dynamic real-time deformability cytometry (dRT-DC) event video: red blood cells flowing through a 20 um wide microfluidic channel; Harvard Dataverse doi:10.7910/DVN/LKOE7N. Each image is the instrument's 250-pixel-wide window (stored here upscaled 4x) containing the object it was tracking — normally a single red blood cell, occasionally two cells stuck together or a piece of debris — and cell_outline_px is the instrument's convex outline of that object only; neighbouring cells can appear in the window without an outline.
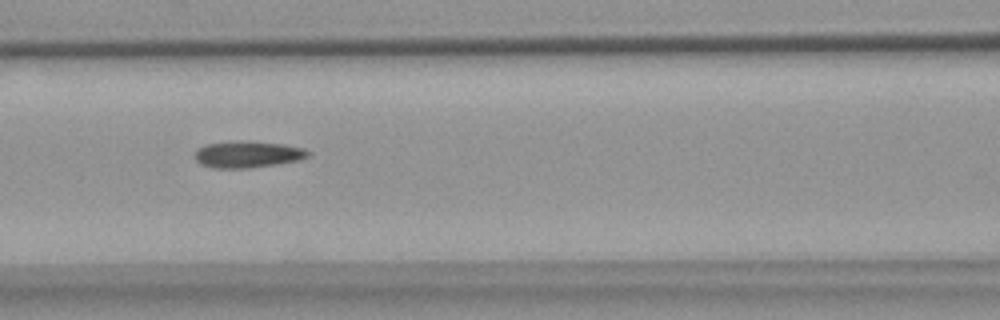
{"species": "common noctule bat (a hibernating species)", "species_latin": "Nyctalus noctula", "temperature_condition": "warm", "stored_images_in_passage": 9, "camera_frame_rate_fps": 3000, "um_per_image_px": 0.085, "animal": {"sex": "female", "body_mass_g": 18.4}, "frame": {"image": 1, "passage_image": 6, "time_ms": 6.667, "image_size_px": [1000, 320], "cell_outline_px": [[312, 152], [308, 156], [300, 160], [276, 164], [248, 168], [212, 168], [200, 164], [196, 160], [196, 152], [200, 148], [208, 144], [284, 144], [304, 148]], "centroid_in_image_um": [21.12, 13.19], "position_along_channel_um": 145.5, "area_um2": 16.42}}
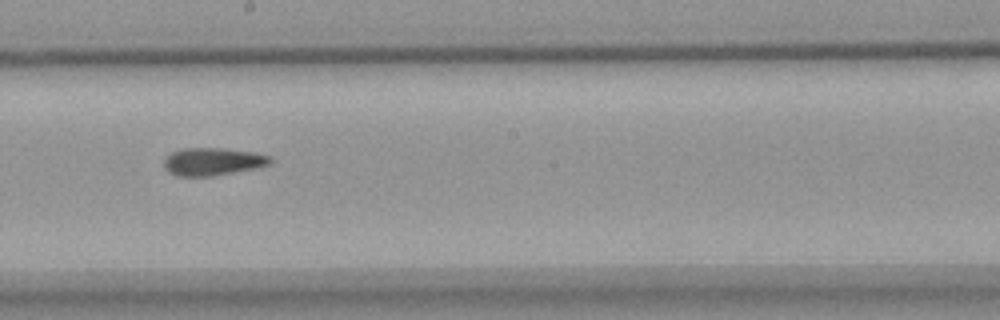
{"frame": {"image": 2, "passage_image": 8, "time_ms": 9.0, "image_size_px": [1000, 320], "cell_outline_px": [[272, 164], [256, 168], [212, 176], [176, 176], [168, 172], [164, 168], [164, 160], [172, 152], [180, 148], [224, 148], [256, 152], [272, 156]], "centroid_in_image_um": [18.11, 13.73], "position_along_channel_um": 230.1, "area_um2": 17.4}}
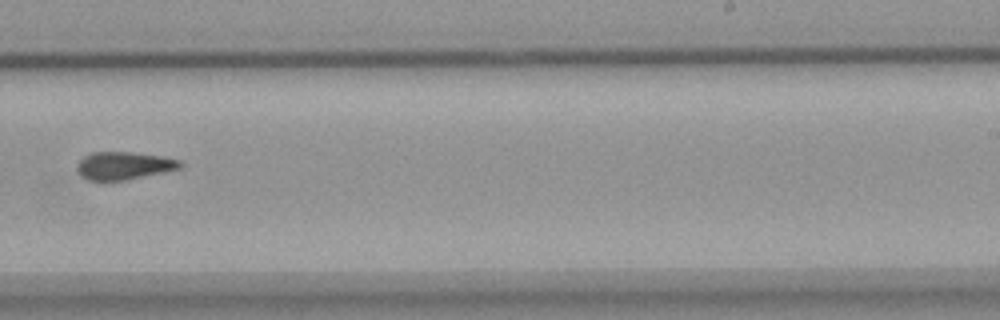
{"frame": {"image": 3, "passage_image": 9, "time_ms": 10.333, "image_size_px": [1000, 320], "cell_outline_px": [[184, 164], [180, 168], [124, 180], [104, 184], [88, 180], [80, 176], [76, 168], [76, 164], [84, 156], [92, 152], [132, 152], [160, 156], [180, 160]], "centroid_in_image_um": [10.44, 14.11], "position_along_channel_um": 278.6, "area_um2": 17.05}}